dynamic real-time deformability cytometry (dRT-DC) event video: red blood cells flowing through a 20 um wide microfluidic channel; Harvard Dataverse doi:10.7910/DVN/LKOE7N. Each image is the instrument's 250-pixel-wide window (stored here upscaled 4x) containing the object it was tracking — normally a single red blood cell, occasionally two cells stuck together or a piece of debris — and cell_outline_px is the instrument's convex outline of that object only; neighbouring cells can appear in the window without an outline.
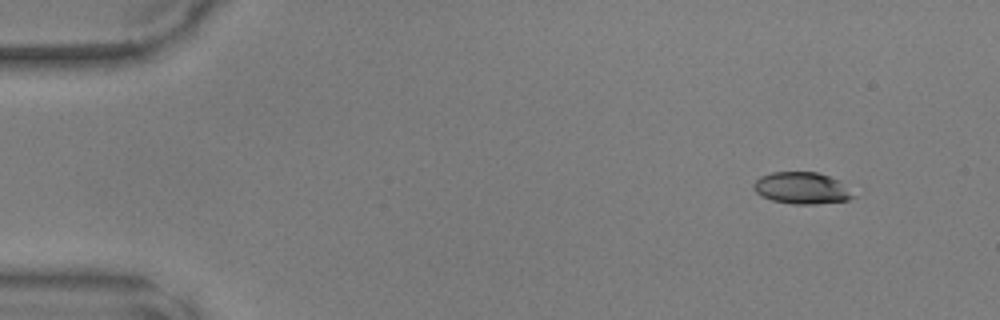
{"species": "common noctule bat (a hibernating species)", "species_latin": "Nyctalus noctula", "temperature_condition": "warm", "stored_images_in_passage": 45, "camera_frame_rate_fps": 3000, "um_per_image_px": 0.085, "animal": {"sex": "male", "body_mass_g": 17.9, "forearm_length_mm": 54.2}, "frame": {"image": 1, "passage_image": 1, "time_ms": 0.0, "image_size_px": [1000, 320], "cell_outline_px": [[856, 196], [848, 200], [816, 204], [792, 204], [772, 200], [760, 196], [752, 188], [752, 184], [760, 176], [772, 172], [816, 172], [840, 180]], "centroid_in_image_um": [68.13, 15.99], "position_along_channel_um": 16.9, "area_um2": 18.55}}
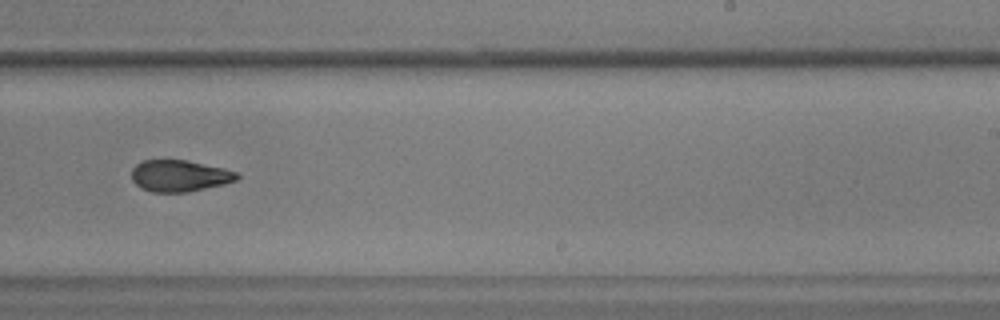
{"frame": {"image": 2, "passage_image": 27, "time_ms": 8.667, "image_size_px": [1000, 320], "cell_outline_px": [[240, 176], [236, 180], [224, 184], [188, 192], [152, 192], [140, 188], [132, 180], [132, 168], [136, 164], [144, 160], [188, 160], [224, 168], [236, 172]], "centroid_in_image_um": [15.25, 14.94], "position_along_channel_um": 273.8, "area_um2": 19.42}}
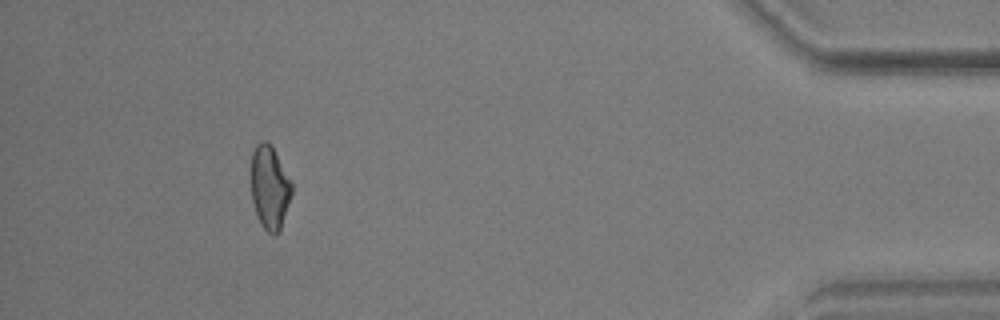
{"frame": {"image": 3, "passage_image": 41, "time_ms": 13.333, "image_size_px": [1000, 320], "cell_outline_px": [[292, 196], [280, 228], [276, 236], [272, 236], [260, 224], [252, 200], [252, 152], [256, 144], [260, 140], [264, 140], [272, 148], [292, 180]], "centroid_in_image_um": [22.94, 15.95], "position_along_channel_um": 412.3, "area_um2": 19.65}}